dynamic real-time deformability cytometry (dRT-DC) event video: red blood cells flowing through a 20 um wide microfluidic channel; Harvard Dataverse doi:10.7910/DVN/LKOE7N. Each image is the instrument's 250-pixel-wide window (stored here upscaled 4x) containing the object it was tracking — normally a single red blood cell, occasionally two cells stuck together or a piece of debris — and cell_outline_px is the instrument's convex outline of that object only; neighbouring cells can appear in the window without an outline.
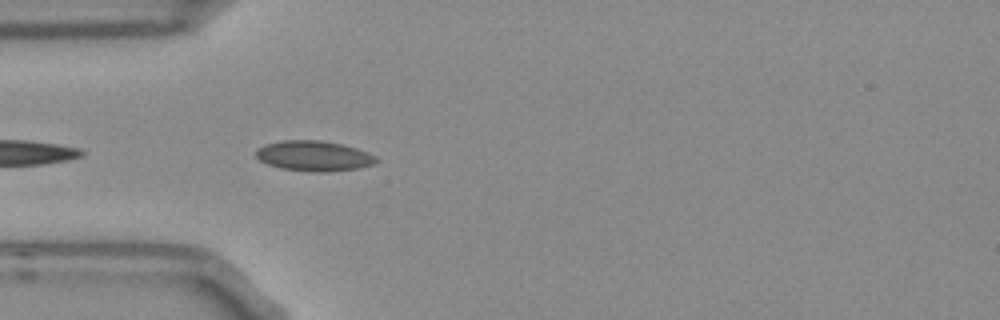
{"species": "Egyptian fruit bat (a non-hibernating species)", "species_latin": "Rousettus aegyptiacus", "temperature_condition": "room temperature", "stored_images_in_passage": 6, "camera_frame_rate_fps": 3000, "um_per_image_px": 0.085, "frame": {"image": 1, "passage_image": 2, "time_ms": 0.333, "image_size_px": [1000, 320], "cell_outline_px": [[380, 160], [376, 164], [356, 168], [328, 172], [312, 172], [280, 168], [268, 164], [260, 160], [256, 156], [256, 152], [264, 144], [284, 140], [320, 140], [344, 144], [368, 152], [376, 156]], "centroid_in_image_um": [26.73, 13.25], "position_along_channel_um": 58.3, "area_um2": 21.33}}